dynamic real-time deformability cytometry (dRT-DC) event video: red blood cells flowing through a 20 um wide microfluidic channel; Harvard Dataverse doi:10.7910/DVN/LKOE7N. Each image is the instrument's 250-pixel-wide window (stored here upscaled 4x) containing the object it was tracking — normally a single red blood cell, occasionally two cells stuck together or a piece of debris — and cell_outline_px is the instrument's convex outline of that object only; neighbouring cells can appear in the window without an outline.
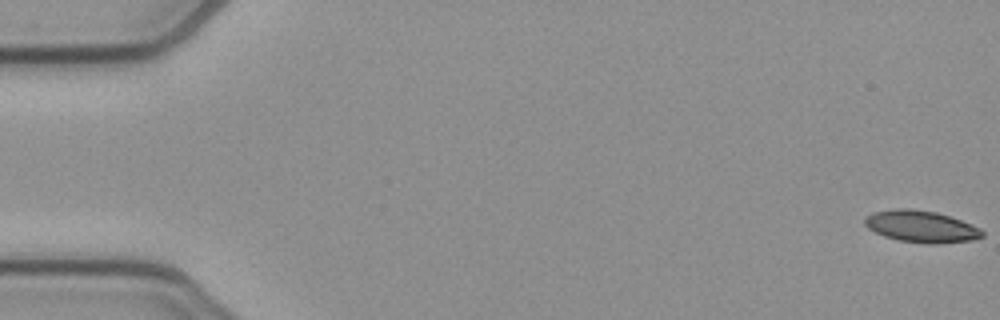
{"species": "common noctule bat (a hibernating species)", "species_latin": "Nyctalus noctula", "temperature_condition": "cold", "stored_images_in_passage": 10, "camera_frame_rate_fps": 3000, "um_per_image_px": 0.085, "animal": {"sex": "female", "body_mass_g": 21.9}, "frame": {"image": 1, "passage_image": 1, "time_ms": 0.0, "image_size_px": [1000, 320], "cell_outline_px": [[984, 236], [972, 240], [936, 244], [928, 244], [900, 240], [884, 236], [868, 228], [864, 224], [864, 220], [872, 212], [896, 208], [908, 208], [936, 212], [972, 224], [980, 228], [984, 232]], "centroid_in_image_um": [78.31, 19.25], "position_along_channel_um": 6.7, "area_um2": 21.68}}